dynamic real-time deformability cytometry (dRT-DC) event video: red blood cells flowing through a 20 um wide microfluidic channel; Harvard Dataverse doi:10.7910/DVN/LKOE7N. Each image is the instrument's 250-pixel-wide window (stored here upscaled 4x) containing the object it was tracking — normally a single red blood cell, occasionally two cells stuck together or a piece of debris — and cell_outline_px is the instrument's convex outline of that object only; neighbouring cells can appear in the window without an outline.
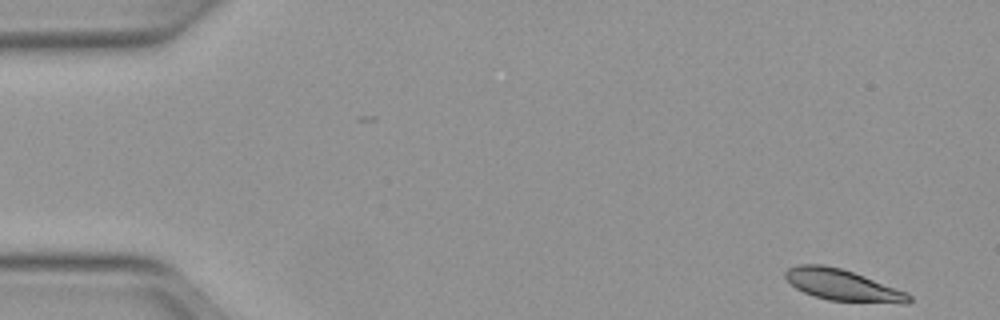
{"species": "Egyptian fruit bat (a non-hibernating species)", "species_latin": "Rousettus aegyptiacus", "temperature_condition": "warm", "stored_images_in_passage": 50, "camera_frame_rate_fps": 3000, "um_per_image_px": 0.085, "animal": {"sex": "female"}, "frame": {"image": 1, "passage_image": 1, "time_ms": 0.0, "image_size_px": [1000, 320], "cell_outline_px": [[912, 300], [908, 304], [904, 304], [828, 300], [804, 292], [796, 288], [784, 276], [784, 272], [788, 268], [796, 264], [824, 264], [840, 268], [864, 276], [908, 292], [912, 296]], "centroid_in_image_um": [71.65, 24.23], "position_along_channel_um": 13.3, "area_um2": 22.6}}
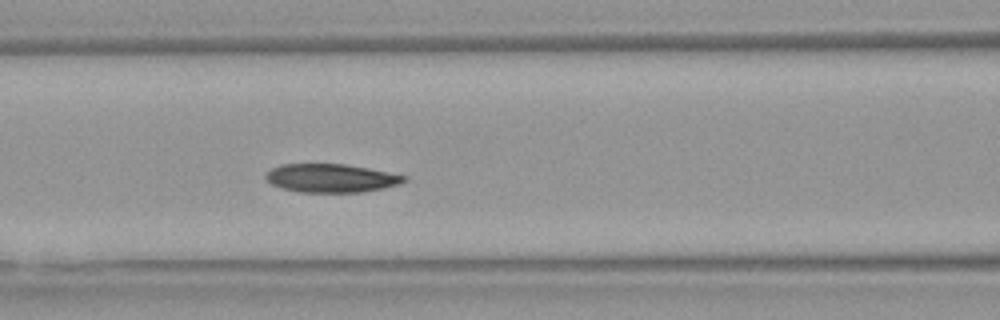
{"frame": {"image": 2, "passage_image": 20, "time_ms": 6.333, "image_size_px": [1000, 320], "cell_outline_px": [[408, 180], [400, 184], [384, 188], [360, 192], [300, 192], [280, 188], [264, 180], [264, 176], [272, 168], [280, 164], [344, 164], [368, 168], [408, 176]], "centroid_in_image_um": [28.13, 15.14], "position_along_channel_um": 138.5, "area_um2": 23.06}}
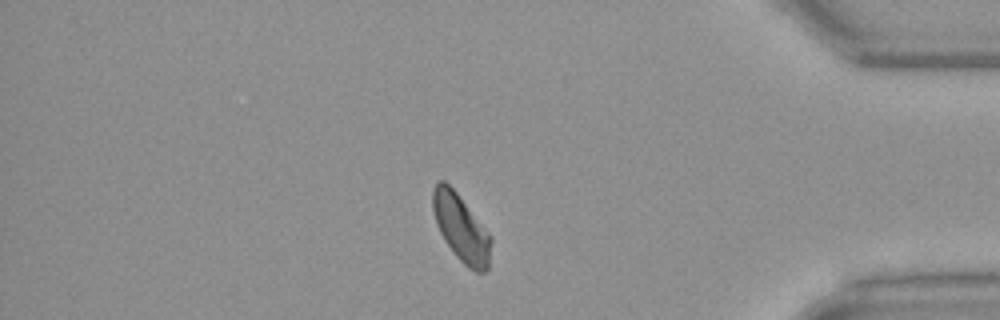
{"frame": {"image": 3, "passage_image": 42, "time_ms": 13.667, "image_size_px": [1000, 320], "cell_outline_px": [[492, 240], [488, 268], [484, 272], [476, 272], [468, 268], [456, 256], [444, 240], [440, 232], [432, 208], [432, 192], [436, 180], [444, 180], [456, 192], [492, 236]], "centroid_in_image_um": [39.19, 19.38], "position_along_channel_um": 396.0, "area_um2": 22.66}, "authors_computed_cell_mechanics": {"area_um2": 23.12, "velocity_mm_per_s": 3.9504, "shape_relaxation_time_tau1_ms": 5.2846, "shape_relaxation_time_tau2_ms": 7.4399, "deformation_change_tau1": 0.139, "deformation_change_tau2": 0.1241}}